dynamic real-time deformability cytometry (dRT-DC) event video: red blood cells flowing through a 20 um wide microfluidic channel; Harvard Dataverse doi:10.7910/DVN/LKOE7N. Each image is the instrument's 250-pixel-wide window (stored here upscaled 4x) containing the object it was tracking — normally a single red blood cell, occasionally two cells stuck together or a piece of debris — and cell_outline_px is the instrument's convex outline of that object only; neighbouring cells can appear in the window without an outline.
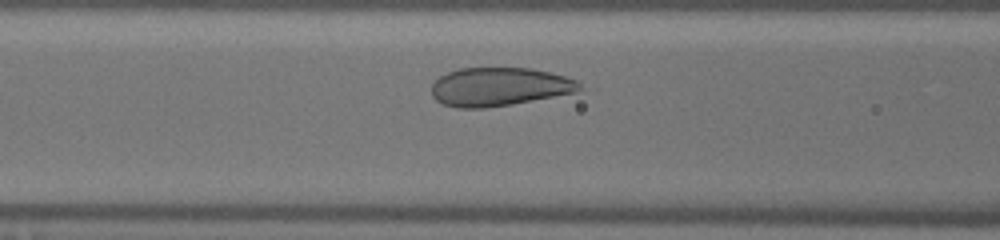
{"species": "human", "species_latin": "Homo sapiens", "temperature_condition": "warm", "stored_images_in_passage": 32, "camera_frame_rate_fps": 3000, "um_per_image_px": 0.085, "donor": {"sex": "male"}, "frame": {"image": 1, "passage_image": 12, "time_ms": 3.667, "image_size_px": [1000, 240], "cell_outline_px": [[584, 88], [576, 92], [512, 104], [484, 108], [460, 108], [444, 104], [436, 100], [432, 96], [432, 84], [440, 76], [448, 72], [460, 68], [528, 68], [548, 72], [564, 76], [576, 80]], "centroid_in_image_um": [42.43, 7.38], "position_along_channel_um": 124.2, "area_um2": 33.0}}
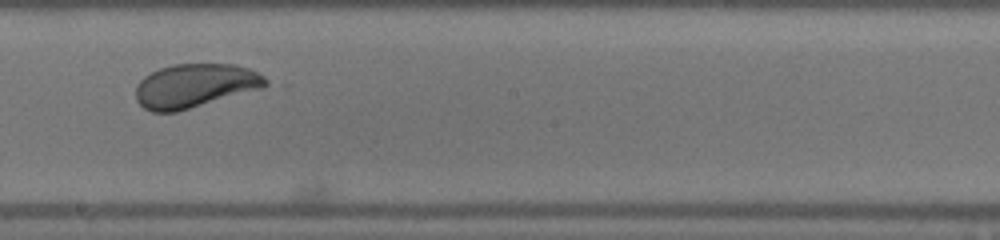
{"frame": {"image": 2, "passage_image": 20, "time_ms": 6.333, "image_size_px": [1000, 240], "cell_outline_px": [[272, 84], [264, 88], [176, 112], [152, 112], [144, 108], [136, 100], [136, 84], [144, 76], [160, 68], [172, 64], [232, 64], [248, 68], [264, 76]], "centroid_in_image_um": [16.59, 7.29], "position_along_channel_um": 231.6, "area_um2": 33.35}}
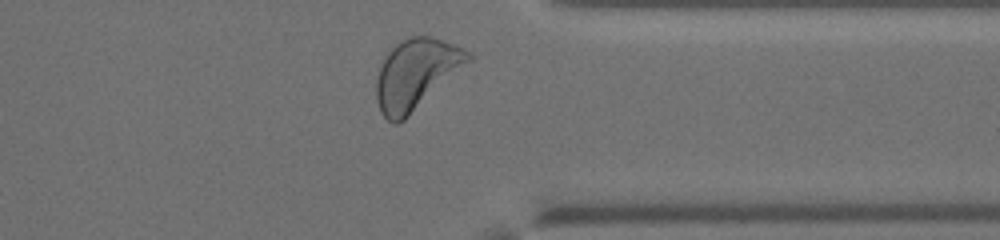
{"frame": {"image": 3, "passage_image": 31, "time_ms": 10.0, "image_size_px": [1000, 240], "cell_outline_px": [[472, 60], [404, 120], [396, 124], [392, 124], [380, 112], [376, 100], [376, 80], [380, 68], [388, 52], [400, 40], [412, 36], [432, 36], [464, 48], [472, 52]], "centroid_in_image_um": [35.38, 6.29], "position_along_channel_um": 376.0, "area_um2": 37.45}, "authors_computed_cell_mechanics": {"area_um2": 33.6974, "velocity_mm_per_s": 4.0394, "shape_relaxation_time_tau1_ms": 2.1311, "shape_relaxation_time_tau2_ms": null, "deformation_change_tau1": 0.0808, "deformation_change_tau2": null}}